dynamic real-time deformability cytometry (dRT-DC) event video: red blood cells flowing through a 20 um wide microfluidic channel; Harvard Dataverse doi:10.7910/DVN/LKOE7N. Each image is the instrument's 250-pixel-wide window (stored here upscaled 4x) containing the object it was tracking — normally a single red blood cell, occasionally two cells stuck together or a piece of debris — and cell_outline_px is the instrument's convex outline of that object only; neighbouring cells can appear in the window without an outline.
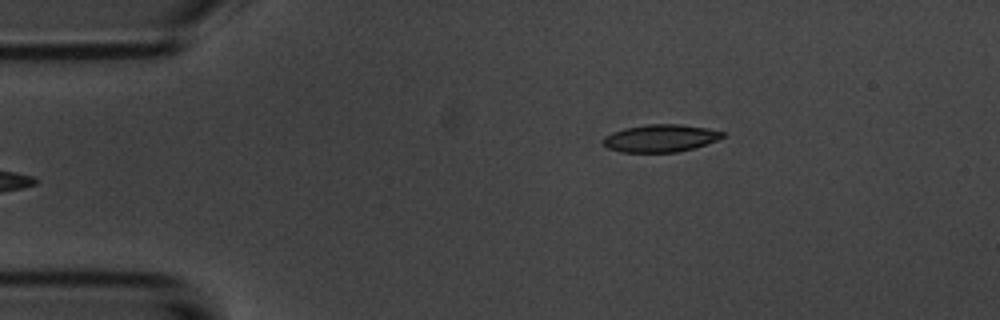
{"species": "common noctule bat (a hibernating species)", "species_latin": "Nyctalus noctula", "temperature_condition": "room temperature", "stored_images_in_passage": 4, "camera_frame_rate_fps": 3000, "um_per_image_px": 0.085, "animal": {"sex": "male", "body_mass_g": 20.1, "forearm_length_mm": 53.5}, "frame": {"image": 1, "passage_image": 4, "time_ms": 4.333, "image_size_px": [1000, 320], "cell_outline_px": [[724, 136], [716, 140], [692, 148], [676, 152], [620, 152], [608, 148], [600, 140], [604, 136], [612, 132], [624, 128], [648, 124], [680, 124], [708, 128], [724, 132]], "centroid_in_image_um": [56.08, 11.74], "position_along_channel_um": 28.9, "area_um2": 19.07}}